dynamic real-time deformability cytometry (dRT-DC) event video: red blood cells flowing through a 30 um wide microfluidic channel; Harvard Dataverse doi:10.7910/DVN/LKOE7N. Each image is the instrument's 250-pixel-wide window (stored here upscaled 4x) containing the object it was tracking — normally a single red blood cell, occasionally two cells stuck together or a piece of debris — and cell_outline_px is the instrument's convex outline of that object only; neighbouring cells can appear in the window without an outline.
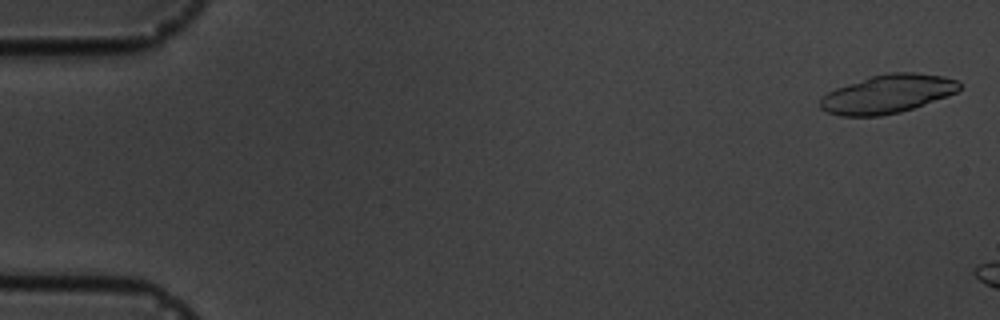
{"species": "common noctule bat (a hibernating species)", "species_latin": "Nyctalus noctula", "temperature_condition": "cold", "stored_images_in_passage": 3, "camera_frame_rate_fps": 3000, "um_per_image_px": 0.085, "animal": {"sex": "male", "body_mass_g": 19.5, "forearm_length_mm": 54.6}, "frame": {"image": 1, "passage_image": 1, "time_ms": 0.0, "image_size_px": [1000, 320], "cell_outline_px": [[960, 88], [956, 92], [948, 96], [900, 112], [880, 116], [840, 116], [828, 112], [820, 108], [820, 100], [828, 92], [836, 88], [872, 76], [888, 72], [916, 72], [944, 76], [956, 80], [960, 84]], "centroid_in_image_um": [75.45, 7.98], "position_along_channel_um": 9.5, "area_um2": 31.04}}